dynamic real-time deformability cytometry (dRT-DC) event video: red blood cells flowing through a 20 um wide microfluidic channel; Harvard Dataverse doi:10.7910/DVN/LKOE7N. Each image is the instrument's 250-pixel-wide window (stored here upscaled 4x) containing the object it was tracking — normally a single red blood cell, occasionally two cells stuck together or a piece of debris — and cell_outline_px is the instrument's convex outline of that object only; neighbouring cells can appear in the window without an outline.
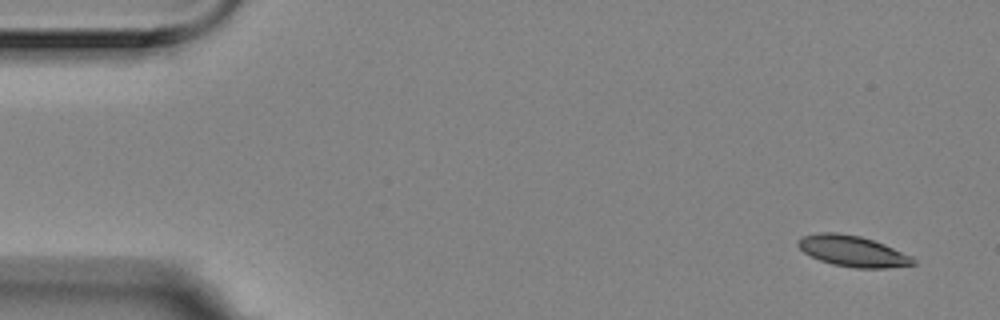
{"species": "Egyptian fruit bat (a non-hibernating species)", "species_latin": "Rousettus aegyptiacus", "temperature_condition": "room temperature", "stored_images_in_passage": 6, "camera_frame_rate_fps": 3000, "um_per_image_px": 0.085, "animal": {"sex": "female"}, "frame": {"image": 1, "passage_image": 1, "time_ms": 0.0, "image_size_px": [1000, 320], "cell_outline_px": [[916, 264], [888, 268], [856, 268], [832, 264], [820, 260], [804, 252], [796, 244], [800, 236], [820, 232], [840, 232], [860, 236], [884, 244], [912, 256], [916, 260]], "centroid_in_image_um": [72.47, 21.34], "position_along_channel_um": 12.5, "area_um2": 20.81}}
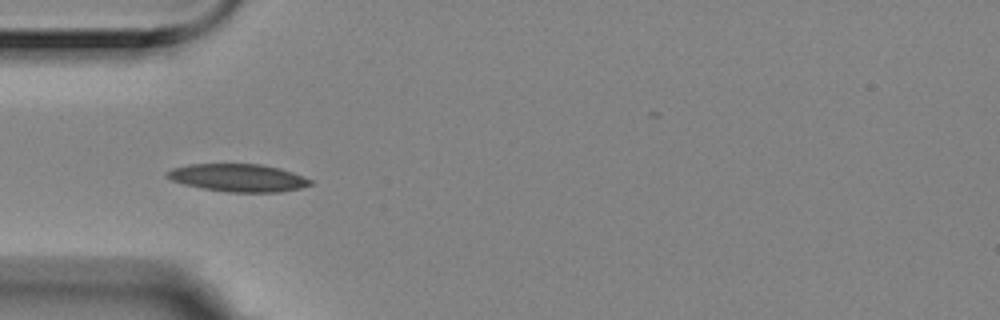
{"frame": {"image": 2, "passage_image": 5, "time_ms": 1.333, "image_size_px": [1000, 320], "cell_outline_px": [[316, 184], [300, 188], [280, 192], [228, 192], [204, 188], [184, 184], [172, 180], [164, 176], [164, 172], [172, 168], [188, 164], [260, 164], [280, 168], [304, 176], [312, 180]], "centroid_in_image_um": [20.26, 15.11], "position_along_channel_um": 64.7, "area_um2": 23.29}}
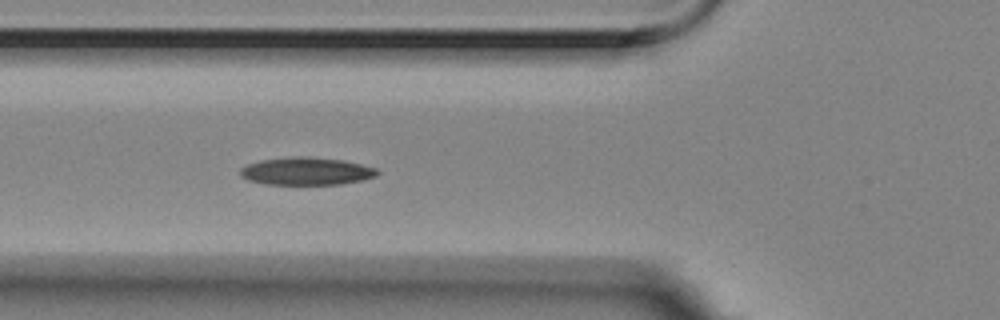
{"frame": {"image": 3, "passage_image": 6, "time_ms": 1.667, "image_size_px": [1000, 320], "cell_outline_px": [[380, 172], [376, 176], [364, 180], [340, 184], [264, 184], [248, 180], [240, 176], [240, 168], [248, 164], [260, 160], [296, 156], [308, 156], [340, 160], [360, 164], [376, 168]], "centroid_in_image_um": [26.03, 14.55], "position_along_channel_um": 99.8, "area_um2": 22.08}}